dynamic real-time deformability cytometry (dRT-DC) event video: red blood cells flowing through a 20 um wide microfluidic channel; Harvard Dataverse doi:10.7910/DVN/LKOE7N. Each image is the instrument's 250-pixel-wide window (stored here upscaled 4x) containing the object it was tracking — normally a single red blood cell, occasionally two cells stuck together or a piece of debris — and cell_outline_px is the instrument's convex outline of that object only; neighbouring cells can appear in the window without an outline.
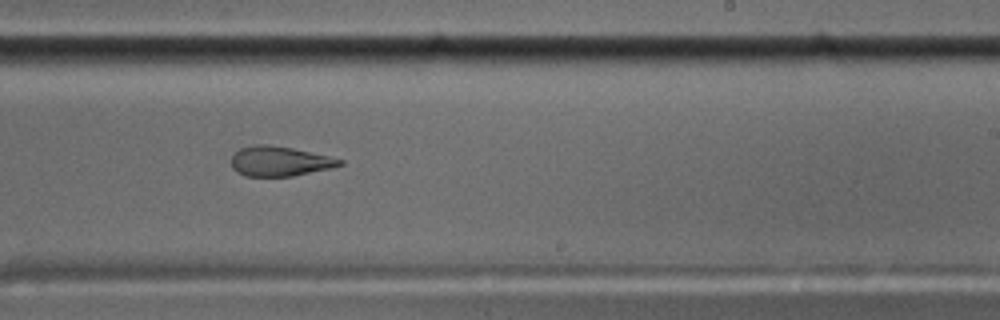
{"species": "common noctule bat (a hibernating species)", "species_latin": "Nyctalus noctula", "temperature_condition": "cold", "stored_images_in_passage": 39, "segment_of_instrument_passage": [1, 2], "camera_frame_rate_fps": 3000, "um_per_image_px": 0.085, "animal": {"sex": "male", "body_mass_g": 17.5, "forearm_length_mm": 52.3}, "frame": {"image": 1, "passage_image": 17, "time_ms": 5.333, "image_size_px": [1000, 320], "cell_outline_px": [[344, 164], [332, 168], [292, 176], [244, 176], [236, 172], [232, 168], [232, 156], [240, 148], [252, 144], [268, 144], [292, 148], [328, 156], [344, 160]], "centroid_in_image_um": [23.76, 13.7], "position_along_channel_um": 265.2, "area_um2": 18.9}}